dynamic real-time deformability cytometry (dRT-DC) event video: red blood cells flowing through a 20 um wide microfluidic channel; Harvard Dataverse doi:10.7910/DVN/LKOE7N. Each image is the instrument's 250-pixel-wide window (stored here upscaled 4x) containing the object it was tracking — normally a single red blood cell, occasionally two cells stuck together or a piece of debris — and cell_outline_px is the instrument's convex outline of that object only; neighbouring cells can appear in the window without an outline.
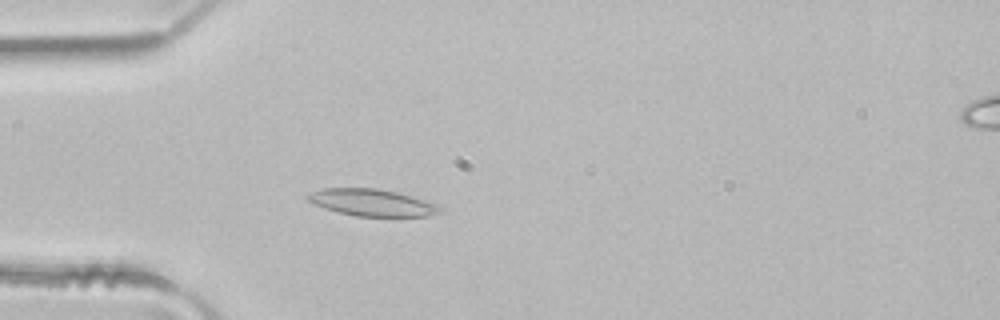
{"species": "common noctule bat (a hibernating species)", "species_latin": "Nyctalus noctula", "temperature_condition": "room temperature", "stored_images_in_passage": 46, "camera_frame_rate_fps": 3000, "um_per_image_px": 0.085, "animal": {"sex": "male", "body_mass_g": 21.5, "forearm_length_mm": 52.0}, "frame": {"image": 1, "passage_image": 11, "time_ms": 3.333, "image_size_px": [1000, 320], "cell_outline_px": [[440, 208], [436, 212], [428, 216], [356, 216], [324, 208], [308, 200], [304, 196], [320, 188], [376, 188], [396, 192], [436, 204]], "centroid_in_image_um": [31.54, 17.21], "position_along_channel_um": 53.5, "area_um2": 20.23}}
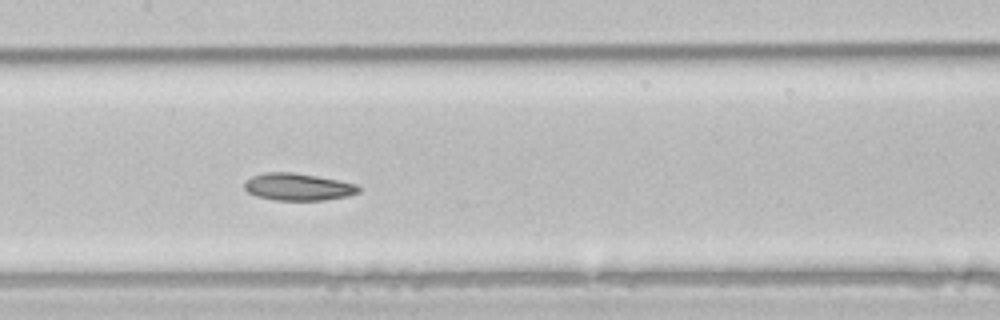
{"frame": {"image": 2, "passage_image": 21, "time_ms": 6.667, "image_size_px": [1000, 320], "cell_outline_px": [[360, 192], [348, 196], [324, 200], [276, 200], [256, 196], [248, 192], [244, 188], [244, 180], [252, 176], [264, 172], [292, 172], [316, 176], [356, 184], [360, 188]], "centroid_in_image_um": [25.3, 15.88], "position_along_channel_um": 182.1, "area_um2": 18.09}}
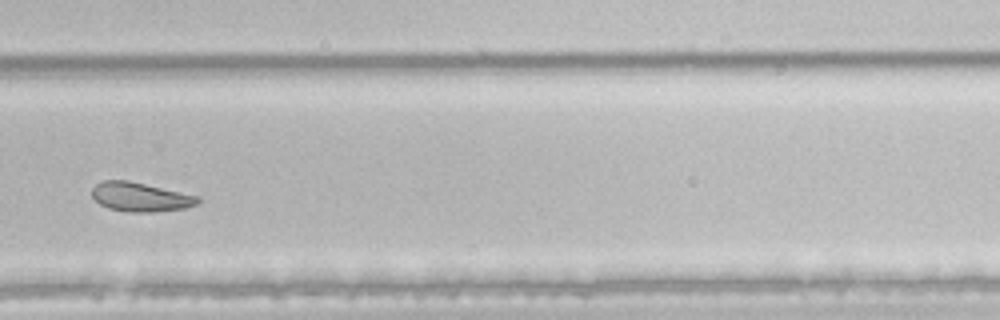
{"frame": {"image": 3, "passage_image": 31, "time_ms": 10.0, "image_size_px": [1000, 320], "cell_outline_px": [[200, 200], [196, 204], [184, 208], [156, 212], [128, 212], [108, 208], [100, 204], [92, 196], [92, 188], [96, 184], [104, 180], [128, 180], [200, 196]], "centroid_in_image_um": [11.93, 16.74], "position_along_channel_um": 317.9, "area_um2": 17.98}, "authors_computed_cell_mechanics": {"area_um2": 20.6635, "velocity_mm_per_s": 4.1039, "shape_relaxation_time_tau1_ms": 8.0476, "shape_relaxation_time_tau2_ms": 2.0281, "deformation_change_tau1": 0.1357, "deformation_change_tau2": 0.078}}